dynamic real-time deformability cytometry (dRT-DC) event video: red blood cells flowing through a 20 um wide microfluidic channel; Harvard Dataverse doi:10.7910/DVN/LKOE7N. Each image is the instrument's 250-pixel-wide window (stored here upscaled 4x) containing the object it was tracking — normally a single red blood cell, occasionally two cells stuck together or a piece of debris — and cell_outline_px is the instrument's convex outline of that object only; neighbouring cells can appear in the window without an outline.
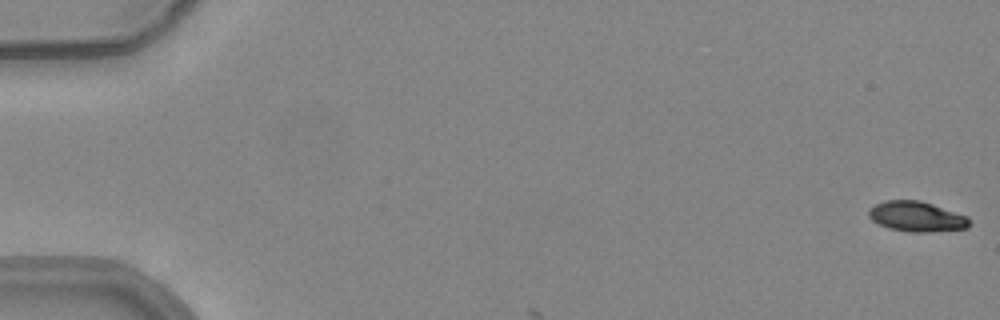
{"species": "common noctule bat (a hibernating species)", "species_latin": "Nyctalus noctula", "temperature_condition": "warm", "stored_images_in_passage": 4, "camera_frame_rate_fps": 3000, "um_per_image_px": 0.085, "animal": {"sex": "female", "body_mass_g": 24.6, "forearm_length_mm": 56.2}, "frame": {"image": 1, "passage_image": 1, "time_ms": 0.0, "image_size_px": [1000, 320], "cell_outline_px": [[968, 228], [928, 232], [908, 232], [888, 228], [872, 220], [868, 216], [868, 212], [876, 204], [884, 200], [920, 200], [968, 216]], "centroid_in_image_um": [77.9, 18.41], "position_along_channel_um": 7.1, "area_um2": 17.57}}